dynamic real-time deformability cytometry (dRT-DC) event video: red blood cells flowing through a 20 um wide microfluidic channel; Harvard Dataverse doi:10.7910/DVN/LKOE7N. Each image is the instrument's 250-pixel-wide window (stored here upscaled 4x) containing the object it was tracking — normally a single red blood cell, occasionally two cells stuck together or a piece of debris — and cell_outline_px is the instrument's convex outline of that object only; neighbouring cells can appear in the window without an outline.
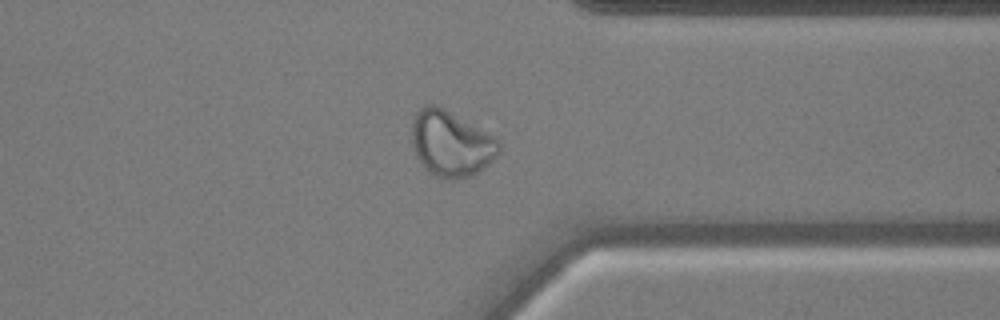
{"species": "common noctule bat (a hibernating species)", "species_latin": "Nyctalus noctula", "temperature_condition": "cold", "stored_images_in_passage": 43, "camera_frame_rate_fps": 3000, "um_per_image_px": 0.085, "animal": {"sex": "male", "body_mass_g": 17.9, "forearm_length_mm": 54.2}, "frame": {"image": 1, "passage_image": 31, "time_ms": 10.0, "image_size_px": [1000, 320], "cell_outline_px": [[500, 152], [488, 164], [472, 176], [452, 180], [444, 180], [436, 176], [416, 156], [412, 144], [412, 120], [416, 112], [424, 104], [436, 104], [496, 136], [500, 140]], "centroid_in_image_um": [38.36, 12.19], "position_along_channel_um": 373.0, "area_um2": 33.47}, "authors_computed_cell_mechanics": {"area_um2": 29.478, "velocity_mm_per_s": 3.5716, "shape_relaxation_time_tau1_ms": null, "shape_relaxation_time_tau2_ms": 1.017, "deformation_change_tau1": null, "deformation_change_tau2": 0.0622}}